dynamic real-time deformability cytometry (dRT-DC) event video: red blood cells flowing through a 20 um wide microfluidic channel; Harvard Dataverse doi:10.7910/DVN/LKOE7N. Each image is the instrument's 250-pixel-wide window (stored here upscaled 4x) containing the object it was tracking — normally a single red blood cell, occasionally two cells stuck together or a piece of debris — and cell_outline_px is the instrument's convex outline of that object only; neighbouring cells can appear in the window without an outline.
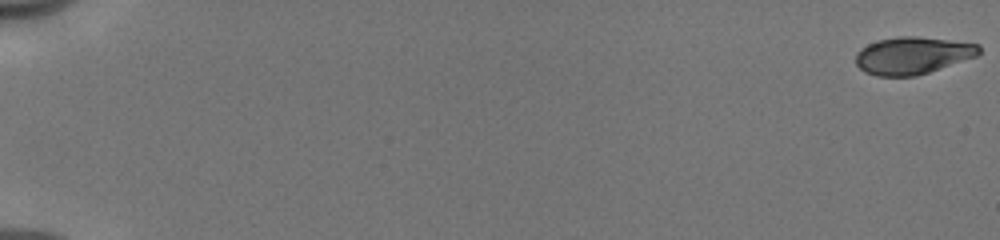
{"species": "human", "species_latin": "Homo sapiens", "temperature_condition": "cold", "stored_images_in_passage": 54, "camera_frame_rate_fps": 3000, "um_per_image_px": 0.085, "donor": {"sex": "male"}, "frame": {"image": 1, "passage_image": 1, "time_ms": 0.0, "image_size_px": [1000, 240], "cell_outline_px": [[980, 52], [924, 72], [904, 76], [888, 76], [868, 72], [856, 60], [860, 52], [864, 48], [872, 44], [884, 40], [936, 40], [976, 44], [980, 48]], "centroid_in_image_um": [77.53, 4.76], "position_along_channel_um": 7.5, "area_um2": 23.12}}
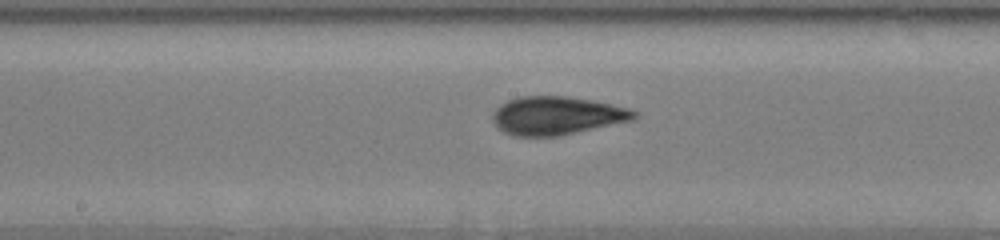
{"frame": {"image": 2, "passage_image": 31, "time_ms": 10.0, "image_size_px": [1000, 240], "cell_outline_px": [[632, 116], [560, 132], [516, 132], [500, 124], [496, 116], [500, 108], [516, 100], [572, 100], [600, 104], [632, 112]], "centroid_in_image_um": [47.23, 9.8], "position_along_channel_um": 201.0, "area_um2": 23.41}}
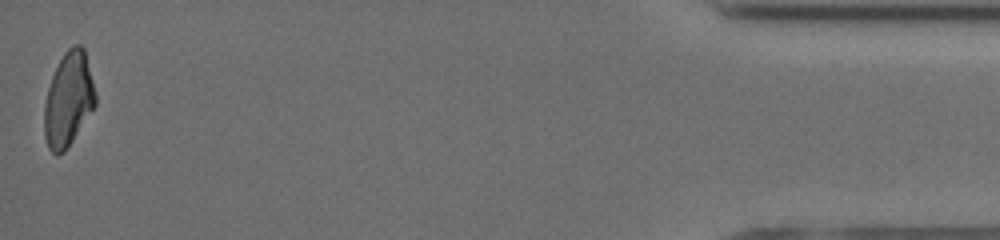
{"frame": {"image": 3, "passage_image": 54, "time_ms": 17.667, "image_size_px": [1000, 240], "cell_outline_px": [[96, 100], [92, 108], [68, 144], [60, 152], [56, 152], [48, 144], [44, 120], [48, 92], [52, 80], [60, 60], [72, 48], [80, 48], [84, 52]], "centroid_in_image_um": [5.81, 8.45], "position_along_channel_um": 429.4, "area_um2": 25.09}, "authors_computed_cell_mechanics": {"area_um2": 24.5361, "velocity_mm_per_s": 3.9824, "shape_relaxation_time_tau1_ms": 8.1813, "shape_relaxation_time_tau2_ms": 1.113, "deformation_change_tau1": 0.2387, "deformation_change_tau2": 0.0669}}